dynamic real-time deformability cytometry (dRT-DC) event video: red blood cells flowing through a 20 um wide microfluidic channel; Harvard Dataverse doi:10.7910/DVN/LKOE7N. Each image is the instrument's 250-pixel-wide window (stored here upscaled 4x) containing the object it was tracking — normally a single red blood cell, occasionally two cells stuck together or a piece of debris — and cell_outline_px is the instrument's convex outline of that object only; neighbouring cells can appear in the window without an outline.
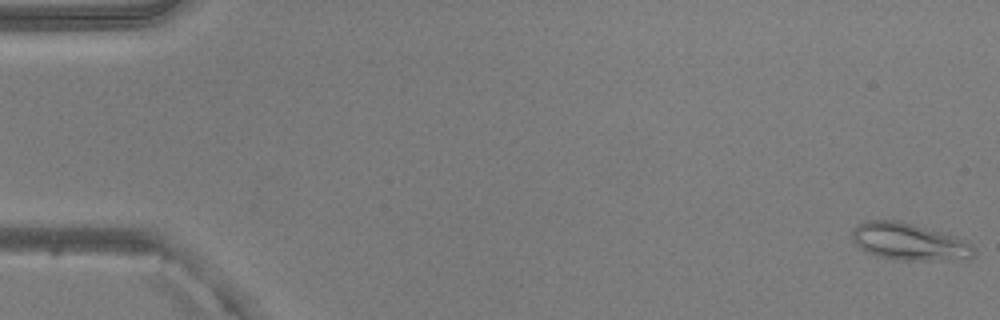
{"species": "common noctule bat (a hibernating species)", "species_latin": "Nyctalus noctula", "temperature_condition": "warm", "stored_images_in_passage": 36, "camera_frame_rate_fps": 3000, "um_per_image_px": 0.085, "animal": {"sex": "male", "body_mass_g": 20.5, "forearm_length_mm": 52.5}, "frame": {"image": 1, "passage_image": 1, "time_ms": 0.0, "image_size_px": [1000, 320], "cell_outline_px": [[976, 256], [972, 260], [896, 260], [876, 256], [864, 252], [852, 240], [852, 228], [856, 224], [864, 220], [896, 220], [912, 224], [952, 236], [964, 240], [972, 244], [976, 248]], "centroid_in_image_um": [77.28, 20.57], "position_along_channel_um": 7.7, "area_um2": 26.76}}
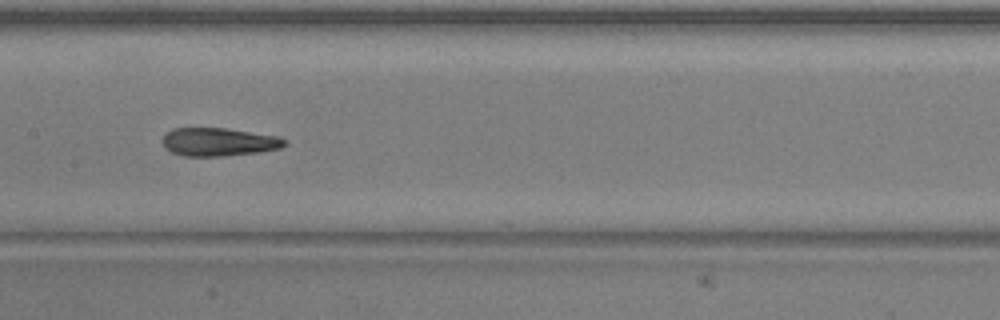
{"frame": {"image": 2, "passage_image": 11, "time_ms": 3.333, "image_size_px": [1000, 320], "cell_outline_px": [[288, 144], [280, 148], [260, 152], [220, 156], [184, 156], [172, 152], [160, 140], [172, 128], [228, 128], [280, 136], [288, 140]], "centroid_in_image_um": [18.66, 12.05], "position_along_channel_um": 188.7, "area_um2": 20.23}}
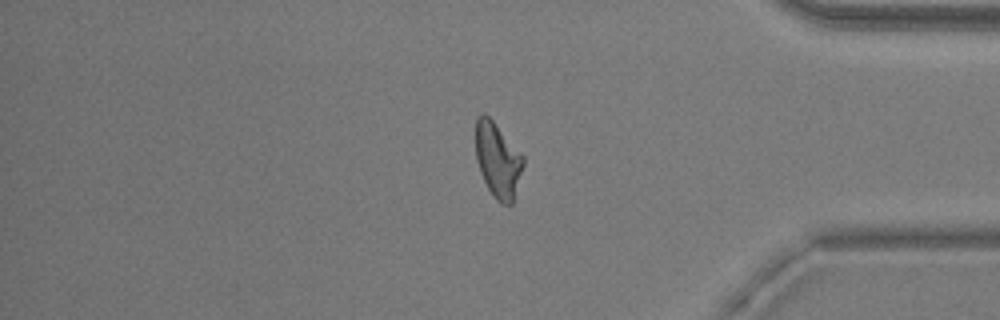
{"frame": {"image": 3, "passage_image": 28, "time_ms": 9.0, "image_size_px": [1000, 320], "cell_outline_px": [[524, 164], [512, 204], [500, 204], [492, 196], [480, 172], [476, 160], [476, 116], [480, 112], [484, 112], [492, 120], [524, 156]], "centroid_in_image_um": [42.3, 13.6], "position_along_channel_um": 392.9, "area_um2": 20.81}, "authors_computed_cell_mechanics": {"area_um2": 20.8658, "velocity_mm_per_s": 4.0087, "shape_relaxation_time_tau1_ms": 7.2612, "shape_relaxation_time_tau2_ms": 1.8382, "deformation_change_tau1": 0.2069, "deformation_change_tau2": 0.1142}}